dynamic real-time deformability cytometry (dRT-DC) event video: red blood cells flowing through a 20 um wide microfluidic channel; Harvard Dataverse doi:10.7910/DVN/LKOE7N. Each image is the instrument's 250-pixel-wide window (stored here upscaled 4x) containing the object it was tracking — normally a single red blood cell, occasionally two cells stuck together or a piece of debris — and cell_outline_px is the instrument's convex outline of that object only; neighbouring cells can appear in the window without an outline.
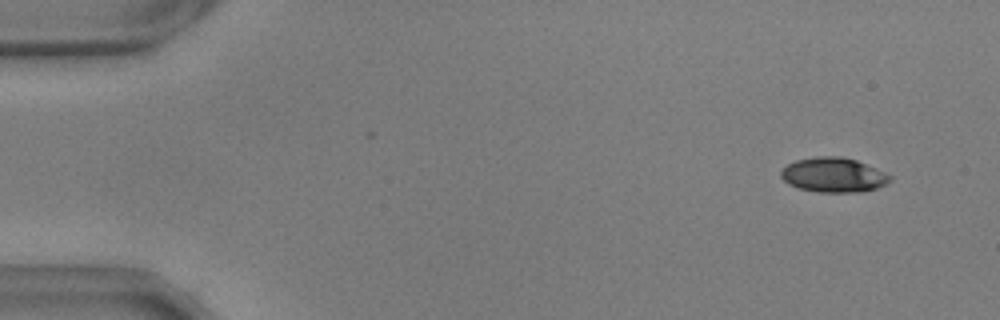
{"species": "common noctule bat (a hibernating species)", "species_latin": "Nyctalus noctula", "temperature_condition": "warm", "stored_images_in_passage": 55, "camera_frame_rate_fps": 3000, "um_per_image_px": 0.085, "animal": {"sex": "male", "body_mass_g": 17.9, "forearm_length_mm": 54.2}, "frame": {"image": 1, "passage_image": 4, "time_ms": 1.0, "image_size_px": [1000, 320], "cell_outline_px": [[892, 180], [876, 188], [864, 192], [820, 192], [800, 188], [788, 184], [780, 176], [780, 172], [788, 164], [796, 160], [816, 156], [840, 156], [856, 160], [884, 172], [892, 176]], "centroid_in_image_um": [70.84, 14.87], "position_along_channel_um": 14.2, "area_um2": 21.91}}
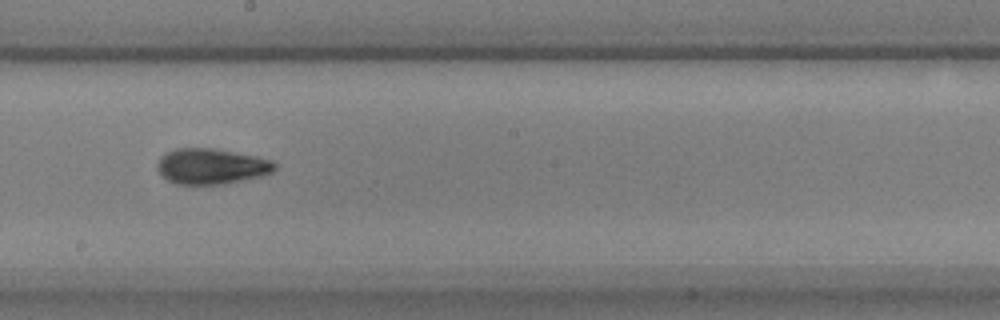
{"frame": {"image": 2, "passage_image": 31, "time_ms": 10.0, "image_size_px": [1000, 320], "cell_outline_px": [[276, 168], [272, 172], [260, 176], [224, 184], [176, 184], [160, 176], [156, 168], [156, 164], [160, 156], [176, 148], [212, 148], [256, 156], [272, 160], [276, 164]], "centroid_in_image_um": [17.93, 14.14], "position_along_channel_um": 230.3, "area_um2": 24.45}}
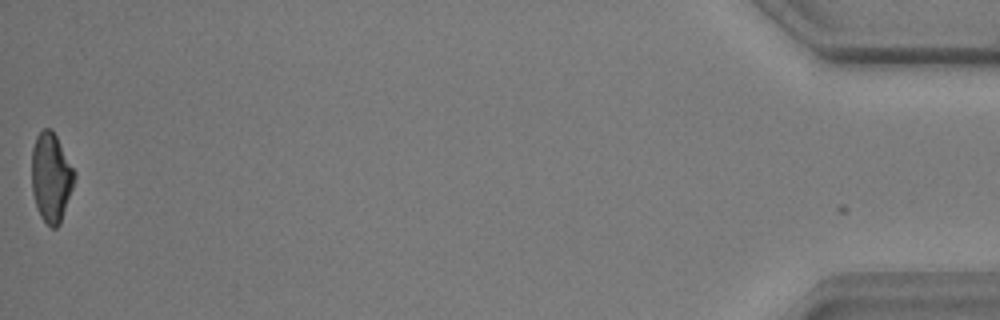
{"frame": {"image": 3, "passage_image": 55, "time_ms": 18.0, "image_size_px": [1000, 320], "cell_outline_px": [[76, 176], [60, 224], [56, 228], [52, 228], [40, 216], [36, 208], [32, 192], [32, 148], [36, 136], [44, 128], [52, 128], [76, 172]], "centroid_in_image_um": [4.34, 15.06], "position_along_channel_um": 430.9, "area_um2": 22.25}, "authors_computed_cell_mechanics": {"area_um2": 23.0622, "velocity_mm_per_s": 3.6738, "shape_relaxation_time_tau1_ms": 4.5635, "shape_relaxation_time_tau2_ms": 1.8611, "deformation_change_tau1": 0.1657, "deformation_change_tau2": 0.0777}}